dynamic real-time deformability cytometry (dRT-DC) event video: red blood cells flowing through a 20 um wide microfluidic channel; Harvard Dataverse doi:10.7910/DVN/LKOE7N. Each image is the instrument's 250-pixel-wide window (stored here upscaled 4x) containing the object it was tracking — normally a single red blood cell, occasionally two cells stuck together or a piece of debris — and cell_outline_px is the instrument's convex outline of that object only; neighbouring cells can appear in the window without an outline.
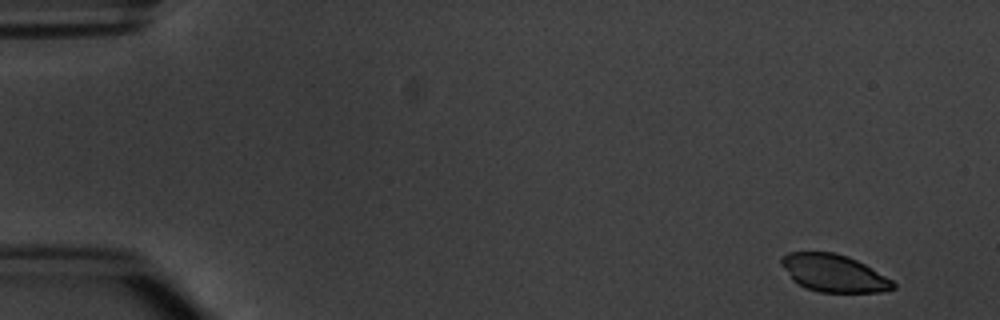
{"species": "common noctule bat (a hibernating species)", "species_latin": "Nyctalus noctula", "temperature_condition": "warm", "stored_images_in_passage": 7, "camera_frame_rate_fps": 3000, "um_per_image_px": 0.085, "animal": {"sex": "male", "body_mass_g": 20.1, "forearm_length_mm": 53.5}, "frame": {"image": 1, "passage_image": 1, "time_ms": 0.0, "image_size_px": [1000, 320], "cell_outline_px": [[896, 288], [884, 292], [820, 292], [804, 288], [796, 284], [792, 280], [780, 264], [780, 260], [788, 252], [832, 252], [848, 256], [864, 264], [892, 280], [896, 284]], "centroid_in_image_um": [70.85, 23.23], "position_along_channel_um": 14.1, "area_um2": 24.45}}
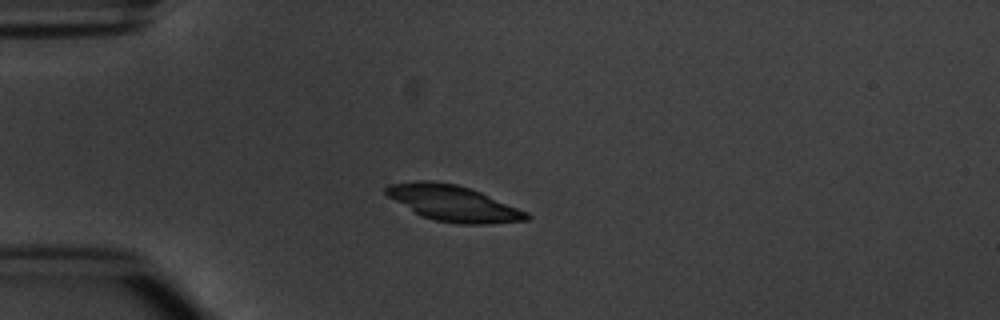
{"frame": {"image": 2, "passage_image": 4, "time_ms": 3.667, "image_size_px": [1000, 320], "cell_outline_px": [[532, 216], [528, 220], [488, 224], [456, 224], [436, 220], [420, 216], [388, 196], [384, 192], [384, 188], [388, 184], [416, 180], [432, 180], [456, 184], [480, 192], [528, 212]], "centroid_in_image_um": [38.51, 17.27], "position_along_channel_um": 46.5, "area_um2": 29.36}}